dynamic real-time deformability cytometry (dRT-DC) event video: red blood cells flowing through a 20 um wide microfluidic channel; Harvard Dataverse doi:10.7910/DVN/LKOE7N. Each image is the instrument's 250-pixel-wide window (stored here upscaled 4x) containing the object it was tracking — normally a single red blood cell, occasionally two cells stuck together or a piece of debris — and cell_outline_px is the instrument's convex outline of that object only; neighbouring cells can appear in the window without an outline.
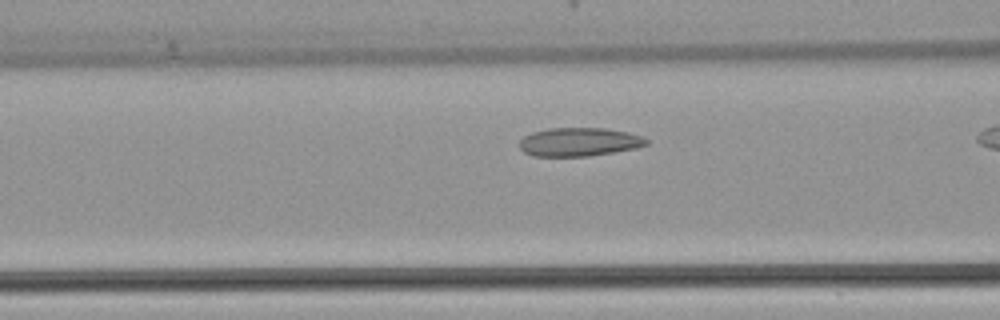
{"species": "common noctule bat (a hibernating species)", "species_latin": "Nyctalus noctula", "temperature_condition": "warm", "stored_images_in_passage": 23, "camera_frame_rate_fps": 3000, "um_per_image_px": 0.085, "animal": {"sex": "female", "body_mass_g": 22.7, "forearm_length_mm": 54.2}, "frame": {"image": 1, "passage_image": 10, "time_ms": 3.0, "image_size_px": [1000, 320], "cell_outline_px": [[648, 144], [636, 148], [588, 156], [532, 156], [524, 152], [520, 148], [520, 140], [524, 136], [532, 132], [548, 128], [604, 128], [628, 132], [640, 136], [648, 140]], "centroid_in_image_um": [49.2, 12.06], "position_along_channel_um": 117.4, "area_um2": 21.04}}